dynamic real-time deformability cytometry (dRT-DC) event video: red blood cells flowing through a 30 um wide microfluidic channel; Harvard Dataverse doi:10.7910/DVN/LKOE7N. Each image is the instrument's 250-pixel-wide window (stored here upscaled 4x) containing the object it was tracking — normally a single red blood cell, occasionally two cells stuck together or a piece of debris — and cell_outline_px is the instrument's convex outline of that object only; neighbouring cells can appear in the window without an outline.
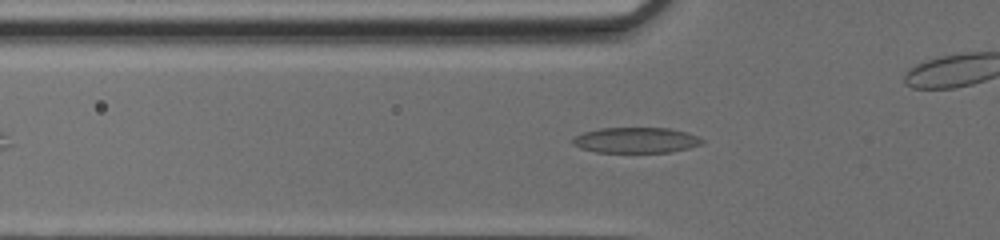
{"species": "common noctule bat (a hibernating species)", "species_latin": "Nyctalus noctula", "temperature_condition": "cold", "stored_images_in_passage": 42, "camera_frame_rate_fps": 3000, "um_per_image_px": 0.085, "animal": {"sex": "female", "body_mass_g": 17.0, "forearm_length_mm": 48.0}, "frame": {"image": 1, "passage_image": 9, "time_ms": 2.667, "image_size_px": [1000, 240], "cell_outline_px": [[704, 144], [672, 152], [596, 152], [580, 148], [572, 144], [572, 140], [576, 136], [584, 132], [600, 128], [668, 128], [688, 132], [704, 140]], "centroid_in_image_um": [54.08, 11.92], "position_along_channel_um": 71.7, "area_um2": 19.31}}
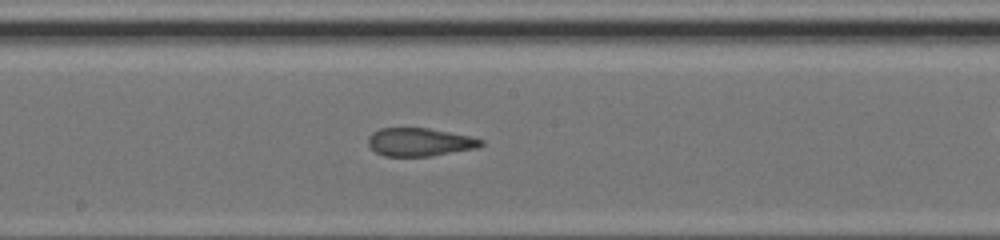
{"frame": {"image": 2, "passage_image": 19, "time_ms": 6.0, "image_size_px": [1000, 240], "cell_outline_px": [[484, 144], [480, 148], [432, 156], [384, 156], [376, 152], [368, 144], [368, 136], [372, 132], [380, 128], [428, 128], [468, 136], [484, 140]], "centroid_in_image_um": [35.69, 12.08], "position_along_channel_um": 212.5, "area_um2": 18.61}}
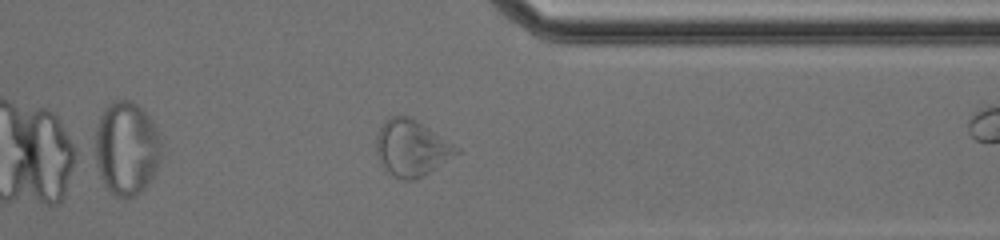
{"frame": {"image": 3, "passage_image": 31, "time_ms": 10.0, "image_size_px": [1000, 240], "cell_outline_px": [[460, 152], [428, 172], [412, 180], [404, 180], [388, 172], [384, 168], [376, 152], [376, 136], [380, 124], [384, 120], [392, 116], [408, 116], [416, 120], [460, 148]], "centroid_in_image_um": [34.94, 12.55], "position_along_channel_um": 376.5, "area_um2": 25.78}, "authors_computed_cell_mechanics": {"area_um2": 20.519, "velocity_mm_per_s": 4.1891, "shape_relaxation_time_tau1_ms": null, "shape_relaxation_time_tau2_ms": 2.1184, "deformation_change_tau1": null, "deformation_change_tau2": 0.0973}}